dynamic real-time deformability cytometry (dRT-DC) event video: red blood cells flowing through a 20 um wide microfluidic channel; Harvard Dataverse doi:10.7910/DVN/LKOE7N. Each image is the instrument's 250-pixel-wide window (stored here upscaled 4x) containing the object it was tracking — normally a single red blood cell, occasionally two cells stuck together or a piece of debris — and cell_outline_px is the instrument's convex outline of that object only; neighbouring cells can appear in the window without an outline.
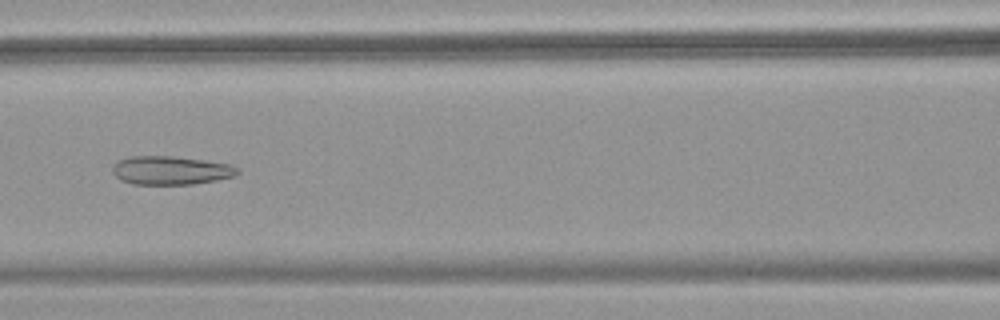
{"species": "common noctule bat (a hibernating species)", "species_latin": "Nyctalus noctula", "temperature_condition": "warm", "stored_images_in_passage": 54, "camera_frame_rate_fps": 3000, "um_per_image_px": 0.085, "animal": {"sex": "female", "body_mass_g": 18.4}, "frame": {"image": 1, "passage_image": 25, "time_ms": 8.0, "image_size_px": [1000, 320], "cell_outline_px": [[240, 172], [236, 176], [216, 180], [192, 184], [132, 184], [120, 180], [112, 172], [112, 164], [116, 160], [128, 156], [172, 156], [204, 160], [228, 164], [240, 168]], "centroid_in_image_um": [14.49, 14.47], "position_along_channel_um": 152.1, "area_um2": 21.04}}
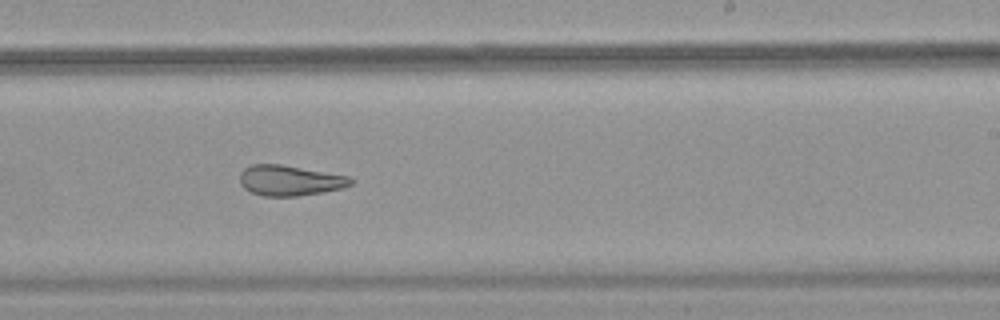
{"frame": {"image": 2, "passage_image": 34, "time_ms": 11.0, "image_size_px": [1000, 320], "cell_outline_px": [[356, 180], [352, 184], [344, 188], [296, 196], [264, 196], [252, 192], [244, 188], [240, 184], [240, 172], [244, 168], [252, 164], [280, 164], [348, 176]], "centroid_in_image_um": [24.63, 15.33], "position_along_channel_um": 264.4, "area_um2": 19.59}}
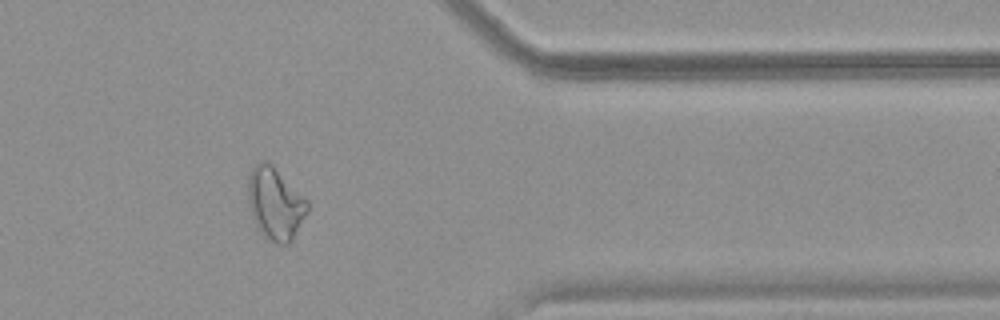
{"frame": {"image": 3, "passage_image": 45, "time_ms": 14.667, "image_size_px": [1000, 320], "cell_outline_px": [[308, 208], [292, 240], [288, 244], [280, 244], [268, 240], [256, 228], [248, 204], [248, 172], [256, 160], [264, 160], [272, 164], [308, 200]], "centroid_in_image_um": [23.35, 17.26], "position_along_channel_um": 388.1, "area_um2": 25.2}, "authors_computed_cell_mechanics": {"area_um2": 25.6343, "velocity_mm_per_s": 3.7613, "shape_relaxation_time_tau1_ms": null, "shape_relaxation_time_tau2_ms": 2.2217, "deformation_change_tau1": null, "deformation_change_tau2": 0.1131}}